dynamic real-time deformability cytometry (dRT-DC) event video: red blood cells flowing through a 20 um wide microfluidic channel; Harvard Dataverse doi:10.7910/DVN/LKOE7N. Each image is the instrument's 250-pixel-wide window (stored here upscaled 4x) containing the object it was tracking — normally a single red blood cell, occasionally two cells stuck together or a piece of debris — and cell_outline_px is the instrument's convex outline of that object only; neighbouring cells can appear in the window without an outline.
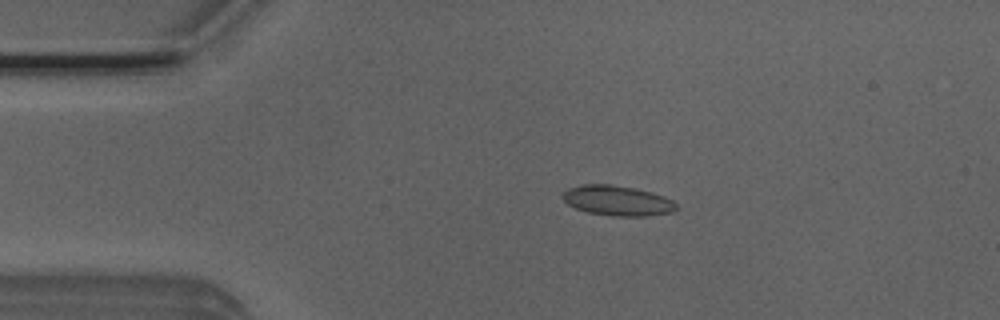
{"species": "Egyptian fruit bat (a non-hibernating species)", "species_latin": "Rousettus aegyptiacus", "temperature_condition": "room temperature", "stored_images_in_passage": 4, "camera_frame_rate_fps": 3000, "um_per_image_px": 0.085, "animal": {"sex": "male"}, "frame": {"image": 1, "passage_image": 3, "time_ms": 0.667, "image_size_px": [1000, 320], "cell_outline_px": [[676, 208], [672, 212], [648, 216], [612, 216], [588, 212], [576, 208], [568, 204], [560, 196], [568, 188], [580, 184], [612, 184], [636, 188], [652, 192], [664, 196], [672, 200], [676, 204]], "centroid_in_image_um": [52.46, 17.04], "position_along_channel_um": 32.5, "area_um2": 20.06}}